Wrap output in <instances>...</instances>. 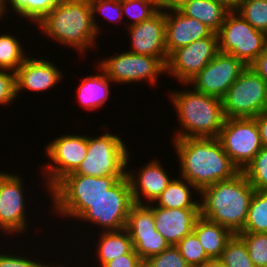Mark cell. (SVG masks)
I'll return each mask as SVG.
<instances>
[{
	"mask_svg": "<svg viewBox=\"0 0 267 267\" xmlns=\"http://www.w3.org/2000/svg\"><path fill=\"white\" fill-rule=\"evenodd\" d=\"M172 142L177 163L180 164L179 176L200 192L240 172L223 150L218 138H181Z\"/></svg>",
	"mask_w": 267,
	"mask_h": 267,
	"instance_id": "6da1fadb",
	"label": "cell"
},
{
	"mask_svg": "<svg viewBox=\"0 0 267 267\" xmlns=\"http://www.w3.org/2000/svg\"><path fill=\"white\" fill-rule=\"evenodd\" d=\"M255 191L242 171L230 179L216 182L200 192L201 216L238 234L245 226Z\"/></svg>",
	"mask_w": 267,
	"mask_h": 267,
	"instance_id": "7a4b0ae2",
	"label": "cell"
},
{
	"mask_svg": "<svg viewBox=\"0 0 267 267\" xmlns=\"http://www.w3.org/2000/svg\"><path fill=\"white\" fill-rule=\"evenodd\" d=\"M35 27L60 46L77 50L81 57L96 48L99 40L89 0H61Z\"/></svg>",
	"mask_w": 267,
	"mask_h": 267,
	"instance_id": "3957f363",
	"label": "cell"
},
{
	"mask_svg": "<svg viewBox=\"0 0 267 267\" xmlns=\"http://www.w3.org/2000/svg\"><path fill=\"white\" fill-rule=\"evenodd\" d=\"M174 89L168 99L176 112L178 129L172 140L181 138H217L226 119L220 98L199 93L189 86ZM176 90V91H175Z\"/></svg>",
	"mask_w": 267,
	"mask_h": 267,
	"instance_id": "277c9868",
	"label": "cell"
},
{
	"mask_svg": "<svg viewBox=\"0 0 267 267\" xmlns=\"http://www.w3.org/2000/svg\"><path fill=\"white\" fill-rule=\"evenodd\" d=\"M125 176H101L70 173L62 178L50 191L52 197L50 213L64 220L76 221L103 196L112 186ZM67 218V219H66Z\"/></svg>",
	"mask_w": 267,
	"mask_h": 267,
	"instance_id": "5b68a950",
	"label": "cell"
},
{
	"mask_svg": "<svg viewBox=\"0 0 267 267\" xmlns=\"http://www.w3.org/2000/svg\"><path fill=\"white\" fill-rule=\"evenodd\" d=\"M124 141L125 139L111 131H105L96 137L88 135L86 158L74 174L95 177L126 176L130 148Z\"/></svg>",
	"mask_w": 267,
	"mask_h": 267,
	"instance_id": "8992f818",
	"label": "cell"
},
{
	"mask_svg": "<svg viewBox=\"0 0 267 267\" xmlns=\"http://www.w3.org/2000/svg\"><path fill=\"white\" fill-rule=\"evenodd\" d=\"M48 164H43L40 174L47 193L66 175L74 173L88 151V134H62L52 139L44 148Z\"/></svg>",
	"mask_w": 267,
	"mask_h": 267,
	"instance_id": "52a82bcc",
	"label": "cell"
},
{
	"mask_svg": "<svg viewBox=\"0 0 267 267\" xmlns=\"http://www.w3.org/2000/svg\"><path fill=\"white\" fill-rule=\"evenodd\" d=\"M134 204L131 186L127 176L120 179L103 196L94 203L78 219L81 223H89L90 227H99V232L118 231L124 229L127 217Z\"/></svg>",
	"mask_w": 267,
	"mask_h": 267,
	"instance_id": "ba28073f",
	"label": "cell"
},
{
	"mask_svg": "<svg viewBox=\"0 0 267 267\" xmlns=\"http://www.w3.org/2000/svg\"><path fill=\"white\" fill-rule=\"evenodd\" d=\"M218 35L219 51L241 60L247 67L267 46V33L255 29L236 11H230Z\"/></svg>",
	"mask_w": 267,
	"mask_h": 267,
	"instance_id": "9c48e42d",
	"label": "cell"
},
{
	"mask_svg": "<svg viewBox=\"0 0 267 267\" xmlns=\"http://www.w3.org/2000/svg\"><path fill=\"white\" fill-rule=\"evenodd\" d=\"M119 53L101 57L102 60L97 62V66L115 85L149 82L157 86L160 83L159 76L166 74V65L158 57L133 54L126 50Z\"/></svg>",
	"mask_w": 267,
	"mask_h": 267,
	"instance_id": "30bf717a",
	"label": "cell"
},
{
	"mask_svg": "<svg viewBox=\"0 0 267 267\" xmlns=\"http://www.w3.org/2000/svg\"><path fill=\"white\" fill-rule=\"evenodd\" d=\"M226 118H255L267 104V82L249 66L221 98Z\"/></svg>",
	"mask_w": 267,
	"mask_h": 267,
	"instance_id": "8fae6325",
	"label": "cell"
},
{
	"mask_svg": "<svg viewBox=\"0 0 267 267\" xmlns=\"http://www.w3.org/2000/svg\"><path fill=\"white\" fill-rule=\"evenodd\" d=\"M23 179L19 173H7L0 169V233H4V237L15 238V235L25 236L23 233L29 232L28 219L30 221L31 214L30 211L26 213V202L29 200L25 197Z\"/></svg>",
	"mask_w": 267,
	"mask_h": 267,
	"instance_id": "7c38bea8",
	"label": "cell"
},
{
	"mask_svg": "<svg viewBox=\"0 0 267 267\" xmlns=\"http://www.w3.org/2000/svg\"><path fill=\"white\" fill-rule=\"evenodd\" d=\"M217 138L240 171L245 169L263 147L254 118H226Z\"/></svg>",
	"mask_w": 267,
	"mask_h": 267,
	"instance_id": "4fadbf2b",
	"label": "cell"
},
{
	"mask_svg": "<svg viewBox=\"0 0 267 267\" xmlns=\"http://www.w3.org/2000/svg\"><path fill=\"white\" fill-rule=\"evenodd\" d=\"M246 68L235 56L219 51L187 85L199 93L221 99Z\"/></svg>",
	"mask_w": 267,
	"mask_h": 267,
	"instance_id": "5bb4252c",
	"label": "cell"
},
{
	"mask_svg": "<svg viewBox=\"0 0 267 267\" xmlns=\"http://www.w3.org/2000/svg\"><path fill=\"white\" fill-rule=\"evenodd\" d=\"M219 52L218 35L199 39L187 46L174 50L166 63V73L181 84H187Z\"/></svg>",
	"mask_w": 267,
	"mask_h": 267,
	"instance_id": "9a60e30c",
	"label": "cell"
},
{
	"mask_svg": "<svg viewBox=\"0 0 267 267\" xmlns=\"http://www.w3.org/2000/svg\"><path fill=\"white\" fill-rule=\"evenodd\" d=\"M125 229L130 235L133 249L143 261L158 255L170 246L156 230L152 204L134 203L128 214Z\"/></svg>",
	"mask_w": 267,
	"mask_h": 267,
	"instance_id": "2e32d148",
	"label": "cell"
},
{
	"mask_svg": "<svg viewBox=\"0 0 267 267\" xmlns=\"http://www.w3.org/2000/svg\"><path fill=\"white\" fill-rule=\"evenodd\" d=\"M123 29L128 30L131 40V49L127 51L138 55L158 57L166 65L168 54L165 37V10L160 9L150 19Z\"/></svg>",
	"mask_w": 267,
	"mask_h": 267,
	"instance_id": "e0dca14e",
	"label": "cell"
},
{
	"mask_svg": "<svg viewBox=\"0 0 267 267\" xmlns=\"http://www.w3.org/2000/svg\"><path fill=\"white\" fill-rule=\"evenodd\" d=\"M130 155L132 154L128 155L126 176L129 179L134 203L152 204L173 179L171 173L166 171L164 164L157 158L148 160L138 171H134L128 164Z\"/></svg>",
	"mask_w": 267,
	"mask_h": 267,
	"instance_id": "ac0fdd59",
	"label": "cell"
},
{
	"mask_svg": "<svg viewBox=\"0 0 267 267\" xmlns=\"http://www.w3.org/2000/svg\"><path fill=\"white\" fill-rule=\"evenodd\" d=\"M30 54L16 71L17 97L25 90L46 92L52 90L65 78L62 69L47 58H36Z\"/></svg>",
	"mask_w": 267,
	"mask_h": 267,
	"instance_id": "d6986e66",
	"label": "cell"
},
{
	"mask_svg": "<svg viewBox=\"0 0 267 267\" xmlns=\"http://www.w3.org/2000/svg\"><path fill=\"white\" fill-rule=\"evenodd\" d=\"M152 211L156 230L170 245L191 233L201 216L200 208H161L152 204Z\"/></svg>",
	"mask_w": 267,
	"mask_h": 267,
	"instance_id": "ffe728a7",
	"label": "cell"
},
{
	"mask_svg": "<svg viewBox=\"0 0 267 267\" xmlns=\"http://www.w3.org/2000/svg\"><path fill=\"white\" fill-rule=\"evenodd\" d=\"M213 32L199 20L187 17L179 10L166 11V49L168 56L181 47L199 39L209 37Z\"/></svg>",
	"mask_w": 267,
	"mask_h": 267,
	"instance_id": "44dd1931",
	"label": "cell"
},
{
	"mask_svg": "<svg viewBox=\"0 0 267 267\" xmlns=\"http://www.w3.org/2000/svg\"><path fill=\"white\" fill-rule=\"evenodd\" d=\"M95 67L99 72L84 76L76 92L80 107L83 106L82 108L89 111L103 108L102 106L110 99V87H112L110 84L113 83L98 66Z\"/></svg>",
	"mask_w": 267,
	"mask_h": 267,
	"instance_id": "7402d4cb",
	"label": "cell"
},
{
	"mask_svg": "<svg viewBox=\"0 0 267 267\" xmlns=\"http://www.w3.org/2000/svg\"><path fill=\"white\" fill-rule=\"evenodd\" d=\"M195 195L200 196V191L189 181L178 176L169 182L152 204L161 208H200V200L198 197L196 199Z\"/></svg>",
	"mask_w": 267,
	"mask_h": 267,
	"instance_id": "603a6c76",
	"label": "cell"
},
{
	"mask_svg": "<svg viewBox=\"0 0 267 267\" xmlns=\"http://www.w3.org/2000/svg\"><path fill=\"white\" fill-rule=\"evenodd\" d=\"M97 235L98 241L94 247V253L97 267H103L107 262L115 259L118 256L128 254L132 249V241L130 235L126 229H121L118 231H104ZM97 262V263H96Z\"/></svg>",
	"mask_w": 267,
	"mask_h": 267,
	"instance_id": "cb8c5ba5",
	"label": "cell"
},
{
	"mask_svg": "<svg viewBox=\"0 0 267 267\" xmlns=\"http://www.w3.org/2000/svg\"><path fill=\"white\" fill-rule=\"evenodd\" d=\"M193 231L210 259L219 258L227 242L234 235L226 227L200 216Z\"/></svg>",
	"mask_w": 267,
	"mask_h": 267,
	"instance_id": "d4e9b609",
	"label": "cell"
},
{
	"mask_svg": "<svg viewBox=\"0 0 267 267\" xmlns=\"http://www.w3.org/2000/svg\"><path fill=\"white\" fill-rule=\"evenodd\" d=\"M179 11L187 17L199 20L216 34L230 12L215 0H192L183 5Z\"/></svg>",
	"mask_w": 267,
	"mask_h": 267,
	"instance_id": "484cf974",
	"label": "cell"
},
{
	"mask_svg": "<svg viewBox=\"0 0 267 267\" xmlns=\"http://www.w3.org/2000/svg\"><path fill=\"white\" fill-rule=\"evenodd\" d=\"M61 0H11L5 7V14L11 11L21 17L22 21L36 25L39 23ZM9 6V8H8ZM30 20V22H28Z\"/></svg>",
	"mask_w": 267,
	"mask_h": 267,
	"instance_id": "4316f807",
	"label": "cell"
},
{
	"mask_svg": "<svg viewBox=\"0 0 267 267\" xmlns=\"http://www.w3.org/2000/svg\"><path fill=\"white\" fill-rule=\"evenodd\" d=\"M15 35L0 34V70L16 72L29 56Z\"/></svg>",
	"mask_w": 267,
	"mask_h": 267,
	"instance_id": "83f0119b",
	"label": "cell"
},
{
	"mask_svg": "<svg viewBox=\"0 0 267 267\" xmlns=\"http://www.w3.org/2000/svg\"><path fill=\"white\" fill-rule=\"evenodd\" d=\"M241 232L267 233V190H256Z\"/></svg>",
	"mask_w": 267,
	"mask_h": 267,
	"instance_id": "f1b7e54d",
	"label": "cell"
},
{
	"mask_svg": "<svg viewBox=\"0 0 267 267\" xmlns=\"http://www.w3.org/2000/svg\"><path fill=\"white\" fill-rule=\"evenodd\" d=\"M160 10L157 0H122V14L127 28L150 19ZM126 16V17H125ZM129 17V18H127ZM127 24V25H126Z\"/></svg>",
	"mask_w": 267,
	"mask_h": 267,
	"instance_id": "f546056e",
	"label": "cell"
},
{
	"mask_svg": "<svg viewBox=\"0 0 267 267\" xmlns=\"http://www.w3.org/2000/svg\"><path fill=\"white\" fill-rule=\"evenodd\" d=\"M226 267H255L244 241L234 234L218 258Z\"/></svg>",
	"mask_w": 267,
	"mask_h": 267,
	"instance_id": "4dcf8cb0",
	"label": "cell"
},
{
	"mask_svg": "<svg viewBox=\"0 0 267 267\" xmlns=\"http://www.w3.org/2000/svg\"><path fill=\"white\" fill-rule=\"evenodd\" d=\"M92 9V20L97 35L100 36V31L104 28H100L101 25L96 22L98 14L103 16L104 21L120 23L124 22L122 14V0H89ZM106 19V20H105Z\"/></svg>",
	"mask_w": 267,
	"mask_h": 267,
	"instance_id": "1f68e13d",
	"label": "cell"
},
{
	"mask_svg": "<svg viewBox=\"0 0 267 267\" xmlns=\"http://www.w3.org/2000/svg\"><path fill=\"white\" fill-rule=\"evenodd\" d=\"M236 12L255 29L267 33V0H242Z\"/></svg>",
	"mask_w": 267,
	"mask_h": 267,
	"instance_id": "d6a6232c",
	"label": "cell"
},
{
	"mask_svg": "<svg viewBox=\"0 0 267 267\" xmlns=\"http://www.w3.org/2000/svg\"><path fill=\"white\" fill-rule=\"evenodd\" d=\"M255 190H267V146L242 171Z\"/></svg>",
	"mask_w": 267,
	"mask_h": 267,
	"instance_id": "836d02e7",
	"label": "cell"
},
{
	"mask_svg": "<svg viewBox=\"0 0 267 267\" xmlns=\"http://www.w3.org/2000/svg\"><path fill=\"white\" fill-rule=\"evenodd\" d=\"M255 267H267V233L240 232Z\"/></svg>",
	"mask_w": 267,
	"mask_h": 267,
	"instance_id": "e575fe53",
	"label": "cell"
},
{
	"mask_svg": "<svg viewBox=\"0 0 267 267\" xmlns=\"http://www.w3.org/2000/svg\"><path fill=\"white\" fill-rule=\"evenodd\" d=\"M175 246L191 267H198L210 259L194 231L181 239Z\"/></svg>",
	"mask_w": 267,
	"mask_h": 267,
	"instance_id": "d590c367",
	"label": "cell"
},
{
	"mask_svg": "<svg viewBox=\"0 0 267 267\" xmlns=\"http://www.w3.org/2000/svg\"><path fill=\"white\" fill-rule=\"evenodd\" d=\"M143 267H191L175 245L143 261Z\"/></svg>",
	"mask_w": 267,
	"mask_h": 267,
	"instance_id": "8d00e7d4",
	"label": "cell"
},
{
	"mask_svg": "<svg viewBox=\"0 0 267 267\" xmlns=\"http://www.w3.org/2000/svg\"><path fill=\"white\" fill-rule=\"evenodd\" d=\"M0 249L2 250H0V267H47L49 265V263L47 264L45 261L43 262L42 260L40 261L38 259H34L37 254L34 257H31L33 255L31 254V252L28 253V256L23 252L22 255L21 252L18 255L19 252L16 251L17 249L14 248H9L8 250H6L7 252L2 248ZM12 250L16 251L17 253L15 252L14 254Z\"/></svg>",
	"mask_w": 267,
	"mask_h": 267,
	"instance_id": "74e56055",
	"label": "cell"
},
{
	"mask_svg": "<svg viewBox=\"0 0 267 267\" xmlns=\"http://www.w3.org/2000/svg\"><path fill=\"white\" fill-rule=\"evenodd\" d=\"M17 97L16 72L0 70V105L6 107Z\"/></svg>",
	"mask_w": 267,
	"mask_h": 267,
	"instance_id": "f35d334b",
	"label": "cell"
},
{
	"mask_svg": "<svg viewBox=\"0 0 267 267\" xmlns=\"http://www.w3.org/2000/svg\"><path fill=\"white\" fill-rule=\"evenodd\" d=\"M103 267H143V260L132 249L128 254L116 257L107 262Z\"/></svg>",
	"mask_w": 267,
	"mask_h": 267,
	"instance_id": "ab89813d",
	"label": "cell"
},
{
	"mask_svg": "<svg viewBox=\"0 0 267 267\" xmlns=\"http://www.w3.org/2000/svg\"><path fill=\"white\" fill-rule=\"evenodd\" d=\"M249 67L267 82V46Z\"/></svg>",
	"mask_w": 267,
	"mask_h": 267,
	"instance_id": "60d3db41",
	"label": "cell"
},
{
	"mask_svg": "<svg viewBox=\"0 0 267 267\" xmlns=\"http://www.w3.org/2000/svg\"><path fill=\"white\" fill-rule=\"evenodd\" d=\"M254 119L259 128L262 146H267V112L263 111Z\"/></svg>",
	"mask_w": 267,
	"mask_h": 267,
	"instance_id": "b9f144b4",
	"label": "cell"
},
{
	"mask_svg": "<svg viewBox=\"0 0 267 267\" xmlns=\"http://www.w3.org/2000/svg\"><path fill=\"white\" fill-rule=\"evenodd\" d=\"M161 10H179L183 5L192 0H157Z\"/></svg>",
	"mask_w": 267,
	"mask_h": 267,
	"instance_id": "7bdbcfd3",
	"label": "cell"
},
{
	"mask_svg": "<svg viewBox=\"0 0 267 267\" xmlns=\"http://www.w3.org/2000/svg\"><path fill=\"white\" fill-rule=\"evenodd\" d=\"M216 2L224 5L229 11H236L242 0H215Z\"/></svg>",
	"mask_w": 267,
	"mask_h": 267,
	"instance_id": "ee69618b",
	"label": "cell"
},
{
	"mask_svg": "<svg viewBox=\"0 0 267 267\" xmlns=\"http://www.w3.org/2000/svg\"><path fill=\"white\" fill-rule=\"evenodd\" d=\"M198 267H226L218 258L209 259Z\"/></svg>",
	"mask_w": 267,
	"mask_h": 267,
	"instance_id": "f6af8a7d",
	"label": "cell"
},
{
	"mask_svg": "<svg viewBox=\"0 0 267 267\" xmlns=\"http://www.w3.org/2000/svg\"><path fill=\"white\" fill-rule=\"evenodd\" d=\"M5 6H3L1 3H0V22L1 20L3 21V17L5 18Z\"/></svg>",
	"mask_w": 267,
	"mask_h": 267,
	"instance_id": "bcb514c9",
	"label": "cell"
},
{
	"mask_svg": "<svg viewBox=\"0 0 267 267\" xmlns=\"http://www.w3.org/2000/svg\"><path fill=\"white\" fill-rule=\"evenodd\" d=\"M50 263H51V261L49 262V265H48L47 267H67L66 264L61 265V263H59V262H58V264H57L56 262L54 263V261H53V262H52V265H50ZM53 263H54L55 265H54ZM65 265H66V266H65Z\"/></svg>",
	"mask_w": 267,
	"mask_h": 267,
	"instance_id": "7dc6e473",
	"label": "cell"
},
{
	"mask_svg": "<svg viewBox=\"0 0 267 267\" xmlns=\"http://www.w3.org/2000/svg\"><path fill=\"white\" fill-rule=\"evenodd\" d=\"M10 1L11 0H0V3L6 7Z\"/></svg>",
	"mask_w": 267,
	"mask_h": 267,
	"instance_id": "c3c4849f",
	"label": "cell"
}]
</instances>
